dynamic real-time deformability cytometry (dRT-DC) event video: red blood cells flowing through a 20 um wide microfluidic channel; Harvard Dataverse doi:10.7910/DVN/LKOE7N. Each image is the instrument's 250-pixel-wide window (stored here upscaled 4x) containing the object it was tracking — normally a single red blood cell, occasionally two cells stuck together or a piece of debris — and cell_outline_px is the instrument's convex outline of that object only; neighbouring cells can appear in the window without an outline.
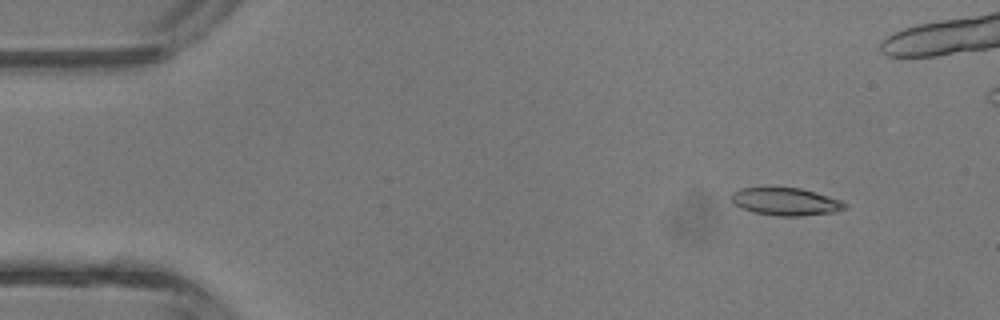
{"species": "common noctule bat (a hibernating species)", "species_latin": "Nyctalus noctula", "temperature_condition": "room temperature", "stored_images_in_passage": 4, "camera_frame_rate_fps": 3000, "um_per_image_px": 0.085, "animal": {"sex": "male", "body_mass_g": 13.3}, "frame": {"image": 1, "passage_image": 1, "time_ms": 0.0, "image_size_px": [1000, 320], "cell_outline_px": [[848, 208], [836, 212], [800, 216], [776, 216], [752, 212], [740, 208], [732, 204], [732, 192], [740, 188], [800, 188], [840, 200], [848, 204]], "centroid_in_image_um": [66.77, 17.16], "position_along_channel_um": 18.2, "area_um2": 18.32}}